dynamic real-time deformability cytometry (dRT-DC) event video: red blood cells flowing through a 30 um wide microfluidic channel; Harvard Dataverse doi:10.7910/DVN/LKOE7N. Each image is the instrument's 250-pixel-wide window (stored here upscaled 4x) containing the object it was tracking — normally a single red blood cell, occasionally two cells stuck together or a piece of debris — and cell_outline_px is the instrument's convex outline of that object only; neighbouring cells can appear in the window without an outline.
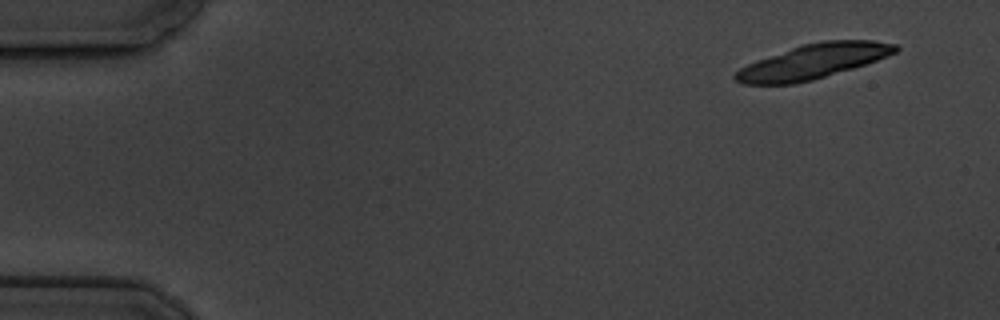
{"species": "common noctule bat (a hibernating species)", "species_latin": "Nyctalus noctula", "temperature_condition": "cold", "stored_images_in_passage": 7, "camera_frame_rate_fps": 3000, "um_per_image_px": 0.085, "animal": {"sex": "male", "body_mass_g": 19.5, "forearm_length_mm": 54.6}, "frame": {"image": 1, "passage_image": 1, "time_ms": 0.0, "image_size_px": [1000, 320], "cell_outline_px": [[900, 48], [896, 52], [888, 56], [852, 68], [812, 80], [792, 84], [744, 84], [736, 80], [732, 76], [740, 68], [756, 60], [804, 44], [824, 40], [872, 40], [896, 44]], "centroid_in_image_um": [69.12, 5.22], "position_along_channel_um": 15.9, "area_um2": 31.91}}